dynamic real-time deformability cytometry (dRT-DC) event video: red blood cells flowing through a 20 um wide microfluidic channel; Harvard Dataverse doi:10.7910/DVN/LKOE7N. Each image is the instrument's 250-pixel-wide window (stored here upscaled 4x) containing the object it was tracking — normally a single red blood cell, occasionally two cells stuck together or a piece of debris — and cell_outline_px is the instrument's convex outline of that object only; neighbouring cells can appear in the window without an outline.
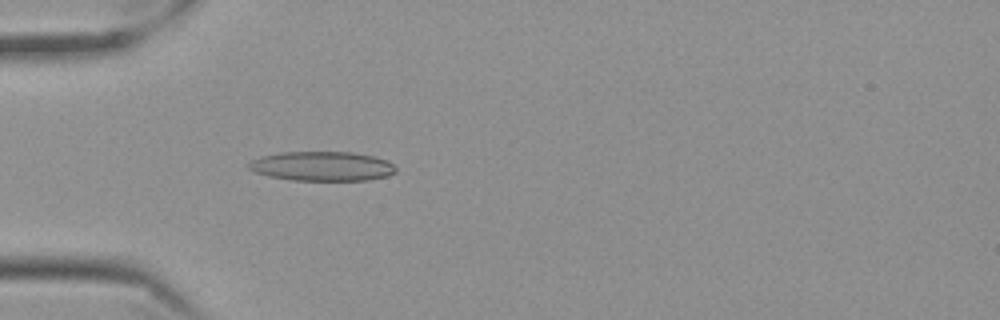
{"species": "Egyptian fruit bat (a non-hibernating species)", "species_latin": "Rousettus aegyptiacus", "temperature_condition": "cold", "stored_images_in_passage": 57, "camera_frame_rate_fps": 3000, "um_per_image_px": 0.085, "frame": {"image": 1, "passage_image": 17, "time_ms": 5.333, "image_size_px": [1000, 320], "cell_outline_px": [[396, 172], [388, 176], [368, 180], [292, 180], [268, 176], [256, 172], [248, 168], [248, 164], [252, 160], [260, 156], [280, 152], [352, 152], [372, 156], [388, 160], [396, 168]], "centroid_in_image_um": [27.38, 14.12], "position_along_channel_um": 57.6, "area_um2": 25.26}}
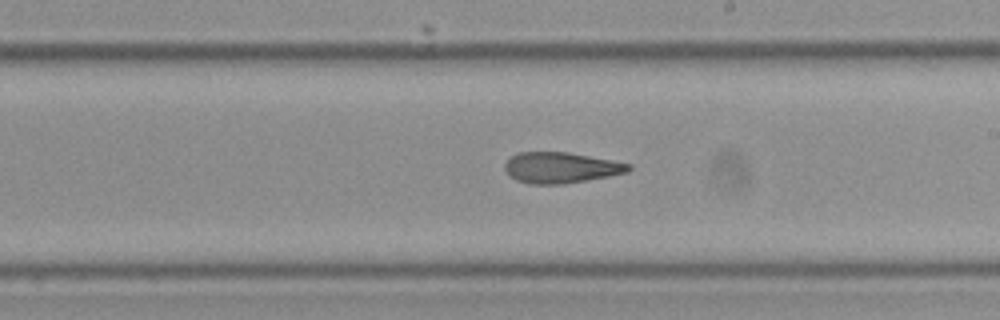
{"frame": {"image": 2, "passage_image": 33, "time_ms": 10.667, "image_size_px": [1000, 320], "cell_outline_px": [[632, 168], [628, 172], [608, 176], [564, 184], [528, 184], [516, 180], [504, 168], [504, 164], [512, 156], [520, 152], [568, 152], [612, 160], [632, 164]], "centroid_in_image_um": [47.69, 14.25], "position_along_channel_um": 241.3, "area_um2": 22.14}}
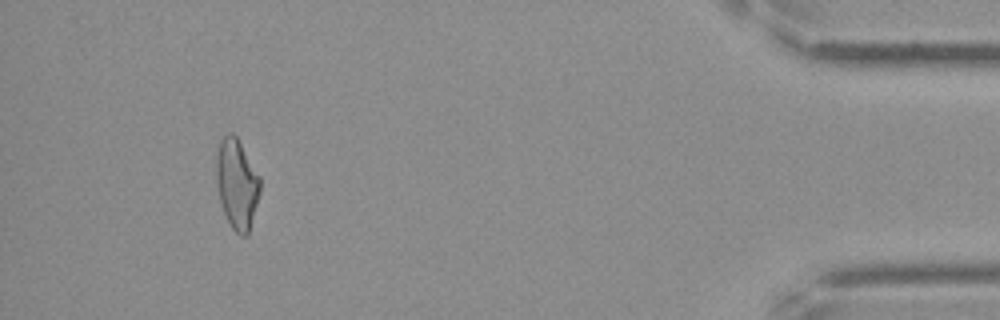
{"frame": {"image": 3, "passage_image": 53, "time_ms": 17.333, "image_size_px": [1000, 320], "cell_outline_px": [[260, 192], [248, 236], [240, 236], [232, 228], [224, 212], [220, 200], [216, 180], [216, 152], [220, 140], [228, 132], [232, 132], [236, 136], [260, 176]], "centroid_in_image_um": [20.13, 15.62], "position_along_channel_um": 415.1, "area_um2": 22.95}, "authors_computed_cell_mechanics": {"area_um2": 23.2356, "velocity_mm_per_s": 3.536, "shape_relaxation_time_tau1_ms": null, "shape_relaxation_time_tau2_ms": 6.498, "deformation_change_tau1": null, "deformation_change_tau2": 0.1595}}